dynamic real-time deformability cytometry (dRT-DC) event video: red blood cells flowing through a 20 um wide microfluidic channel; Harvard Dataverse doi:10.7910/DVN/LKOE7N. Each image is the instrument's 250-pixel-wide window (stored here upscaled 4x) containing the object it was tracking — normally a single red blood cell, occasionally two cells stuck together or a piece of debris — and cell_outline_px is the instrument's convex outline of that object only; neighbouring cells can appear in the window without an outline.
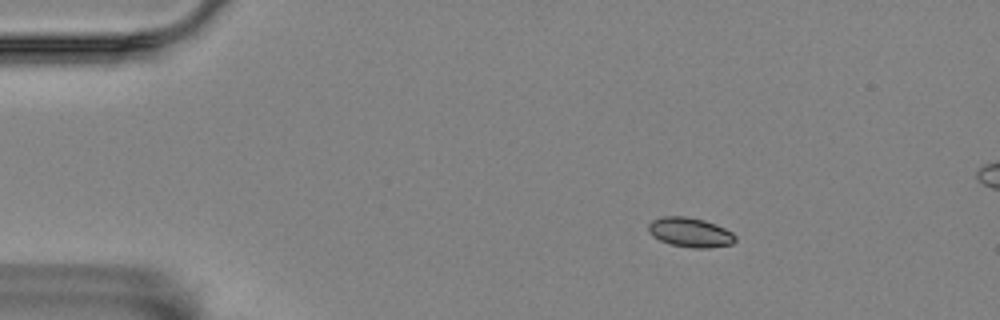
{"species": "Egyptian fruit bat (a non-hibernating species)", "species_latin": "Rousettus aegyptiacus", "temperature_condition": "room temperature", "stored_images_in_passage": 5, "camera_frame_rate_fps": 3000, "um_per_image_px": 0.085, "animal": {"sex": "female"}, "frame": {"image": 1, "passage_image": 1, "time_ms": 0.0, "image_size_px": [1000, 320], "cell_outline_px": [[736, 240], [732, 244], [708, 248], [692, 248], [672, 244], [660, 240], [652, 236], [648, 232], [648, 224], [652, 220], [664, 216], [684, 216], [704, 220], [716, 224], [732, 232], [736, 236]], "centroid_in_image_um": [58.66, 19.75], "position_along_channel_um": 26.3, "area_um2": 14.97}}
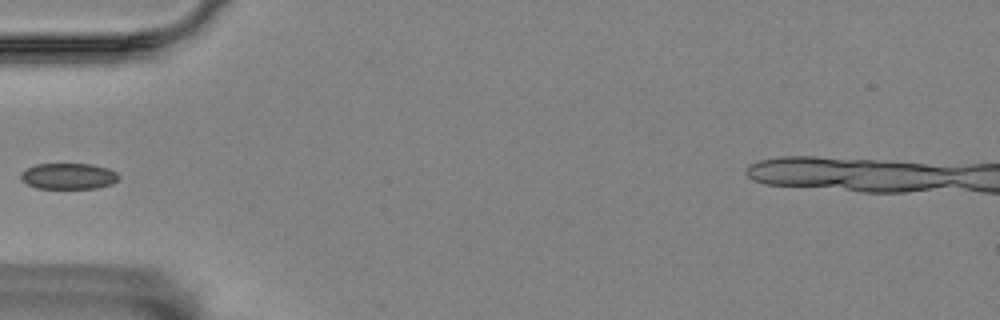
{"frame": {"image": 2, "passage_image": 4, "time_ms": 1.0, "image_size_px": [1000, 320], "cell_outline_px": [[120, 176], [112, 184], [96, 188], [36, 188], [28, 184], [20, 176], [28, 168], [36, 164], [92, 164], [108, 168], [116, 172]], "centroid_in_image_um": [5.87, 14.97], "position_along_channel_um": 79.1, "area_um2": 14.62}}
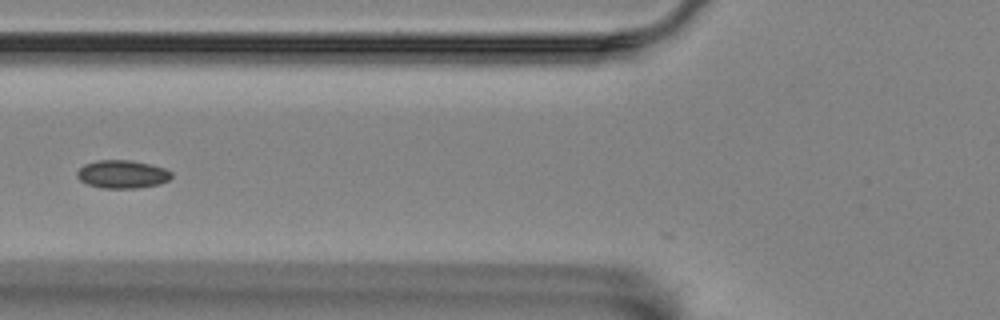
{"frame": {"image": 3, "passage_image": 5, "time_ms": 1.333, "image_size_px": [1000, 320], "cell_outline_px": [[172, 176], [168, 180], [160, 184], [136, 188], [100, 188], [88, 184], [80, 180], [76, 176], [76, 172], [84, 164], [100, 160], [132, 160], [152, 164], [164, 168], [172, 172]], "centroid_in_image_um": [10.4, 14.8], "position_along_channel_um": 115.4, "area_um2": 15.55}}